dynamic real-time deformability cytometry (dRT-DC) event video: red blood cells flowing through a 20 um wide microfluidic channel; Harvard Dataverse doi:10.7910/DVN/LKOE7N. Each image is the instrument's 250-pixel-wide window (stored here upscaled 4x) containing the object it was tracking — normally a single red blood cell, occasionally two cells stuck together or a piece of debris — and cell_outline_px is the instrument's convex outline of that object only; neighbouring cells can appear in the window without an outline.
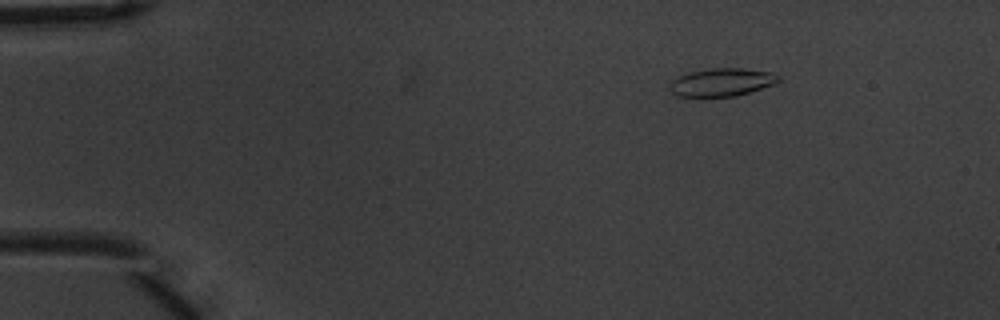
{"species": "common noctule bat (a hibernating species)", "species_latin": "Nyctalus noctula", "temperature_condition": "warm", "stored_images_in_passage": 7, "camera_frame_rate_fps": 3000, "um_per_image_px": 0.085, "animal": {"sex": "male", "body_mass_g": 20.1, "forearm_length_mm": 53.5}, "frame": {"image": 1, "passage_image": 2, "time_ms": 0.333, "image_size_px": [1000, 320], "cell_outline_px": [[780, 80], [776, 84], [736, 96], [676, 96], [668, 88], [668, 84], [672, 80], [688, 72], [712, 68], [744, 68], [772, 72], [780, 76]], "centroid_in_image_um": [61.36, 6.98], "position_along_channel_um": 23.6, "area_um2": 17.86}}
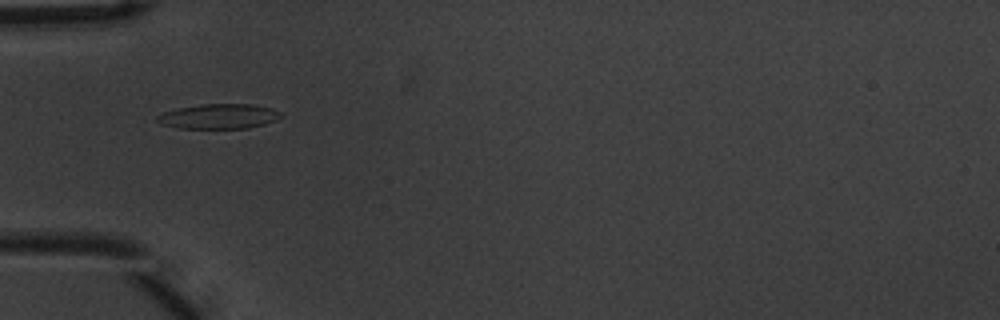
{"frame": {"image": 2, "passage_image": 5, "time_ms": 1.333, "image_size_px": [1000, 320], "cell_outline_px": [[284, 116], [276, 120], [264, 124], [248, 128], [176, 128], [164, 124], [156, 120], [156, 116], [164, 112], [180, 108], [200, 104], [248, 104], [272, 108], [280, 112]], "centroid_in_image_um": [18.63, 9.89], "position_along_channel_um": 66.4, "area_um2": 17.8}}
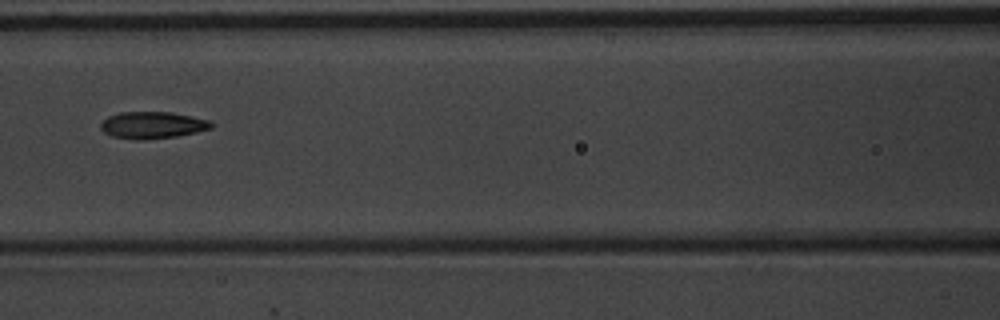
{"frame": {"image": 3, "passage_image": 7, "time_ms": 2.0, "image_size_px": [1000, 320], "cell_outline_px": [[212, 128], [196, 132], [176, 136], [144, 140], [140, 140], [112, 136], [104, 132], [100, 128], [100, 124], [108, 116], [120, 112], [172, 112], [208, 120], [212, 124]], "centroid_in_image_um": [12.93, 10.63], "position_along_channel_um": 153.7, "area_um2": 17.17}}